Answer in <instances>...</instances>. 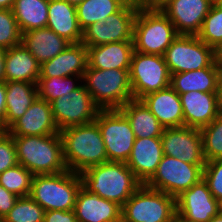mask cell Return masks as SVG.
Returning <instances> with one entry per match:
<instances>
[{"mask_svg": "<svg viewBox=\"0 0 222 222\" xmlns=\"http://www.w3.org/2000/svg\"><path fill=\"white\" fill-rule=\"evenodd\" d=\"M59 133L68 170L81 174L92 166L108 162L105 144L96 121L65 128Z\"/></svg>", "mask_w": 222, "mask_h": 222, "instance_id": "cell-1", "label": "cell"}, {"mask_svg": "<svg viewBox=\"0 0 222 222\" xmlns=\"http://www.w3.org/2000/svg\"><path fill=\"white\" fill-rule=\"evenodd\" d=\"M82 186L90 193L119 204L121 207L142 185L124 162H105L81 174Z\"/></svg>", "mask_w": 222, "mask_h": 222, "instance_id": "cell-2", "label": "cell"}, {"mask_svg": "<svg viewBox=\"0 0 222 222\" xmlns=\"http://www.w3.org/2000/svg\"><path fill=\"white\" fill-rule=\"evenodd\" d=\"M18 163L33 175L64 172L67 169L63 157L60 133L45 136H13Z\"/></svg>", "mask_w": 222, "mask_h": 222, "instance_id": "cell-3", "label": "cell"}, {"mask_svg": "<svg viewBox=\"0 0 222 222\" xmlns=\"http://www.w3.org/2000/svg\"><path fill=\"white\" fill-rule=\"evenodd\" d=\"M82 80L100 110L120 109L133 99L129 69L102 70L87 66Z\"/></svg>", "mask_w": 222, "mask_h": 222, "instance_id": "cell-4", "label": "cell"}, {"mask_svg": "<svg viewBox=\"0 0 222 222\" xmlns=\"http://www.w3.org/2000/svg\"><path fill=\"white\" fill-rule=\"evenodd\" d=\"M82 178L70 170L55 174L34 175L30 197L45 211L74 210Z\"/></svg>", "mask_w": 222, "mask_h": 222, "instance_id": "cell-5", "label": "cell"}, {"mask_svg": "<svg viewBox=\"0 0 222 222\" xmlns=\"http://www.w3.org/2000/svg\"><path fill=\"white\" fill-rule=\"evenodd\" d=\"M178 35L160 9L138 8L133 26L134 51L163 56Z\"/></svg>", "mask_w": 222, "mask_h": 222, "instance_id": "cell-6", "label": "cell"}, {"mask_svg": "<svg viewBox=\"0 0 222 222\" xmlns=\"http://www.w3.org/2000/svg\"><path fill=\"white\" fill-rule=\"evenodd\" d=\"M176 212V198L142 184L122 206L127 222H170Z\"/></svg>", "mask_w": 222, "mask_h": 222, "instance_id": "cell-7", "label": "cell"}, {"mask_svg": "<svg viewBox=\"0 0 222 222\" xmlns=\"http://www.w3.org/2000/svg\"><path fill=\"white\" fill-rule=\"evenodd\" d=\"M129 78L133 99L141 100L150 93L169 87L171 74L164 56L134 51Z\"/></svg>", "mask_w": 222, "mask_h": 222, "instance_id": "cell-8", "label": "cell"}, {"mask_svg": "<svg viewBox=\"0 0 222 222\" xmlns=\"http://www.w3.org/2000/svg\"><path fill=\"white\" fill-rule=\"evenodd\" d=\"M95 121L105 144L107 160L126 163L135 141L127 117L119 109L99 110Z\"/></svg>", "mask_w": 222, "mask_h": 222, "instance_id": "cell-9", "label": "cell"}, {"mask_svg": "<svg viewBox=\"0 0 222 222\" xmlns=\"http://www.w3.org/2000/svg\"><path fill=\"white\" fill-rule=\"evenodd\" d=\"M163 56L170 74L200 70L215 62V50L197 35L179 34Z\"/></svg>", "mask_w": 222, "mask_h": 222, "instance_id": "cell-10", "label": "cell"}, {"mask_svg": "<svg viewBox=\"0 0 222 222\" xmlns=\"http://www.w3.org/2000/svg\"><path fill=\"white\" fill-rule=\"evenodd\" d=\"M204 166L163 155L155 174L145 185L176 198L203 179Z\"/></svg>", "mask_w": 222, "mask_h": 222, "instance_id": "cell-11", "label": "cell"}, {"mask_svg": "<svg viewBox=\"0 0 222 222\" xmlns=\"http://www.w3.org/2000/svg\"><path fill=\"white\" fill-rule=\"evenodd\" d=\"M137 7L123 6L118 12L109 15L104 22L91 24L83 30L82 41L86 47L101 44L133 41V26Z\"/></svg>", "mask_w": 222, "mask_h": 222, "instance_id": "cell-12", "label": "cell"}, {"mask_svg": "<svg viewBox=\"0 0 222 222\" xmlns=\"http://www.w3.org/2000/svg\"><path fill=\"white\" fill-rule=\"evenodd\" d=\"M51 107L59 131L95 121L100 110L83 84L70 94L53 101Z\"/></svg>", "mask_w": 222, "mask_h": 222, "instance_id": "cell-13", "label": "cell"}, {"mask_svg": "<svg viewBox=\"0 0 222 222\" xmlns=\"http://www.w3.org/2000/svg\"><path fill=\"white\" fill-rule=\"evenodd\" d=\"M163 155L193 165H205L200 129L188 126L164 128L162 136Z\"/></svg>", "mask_w": 222, "mask_h": 222, "instance_id": "cell-14", "label": "cell"}, {"mask_svg": "<svg viewBox=\"0 0 222 222\" xmlns=\"http://www.w3.org/2000/svg\"><path fill=\"white\" fill-rule=\"evenodd\" d=\"M212 5V0H170L160 10L178 34L197 35Z\"/></svg>", "mask_w": 222, "mask_h": 222, "instance_id": "cell-15", "label": "cell"}, {"mask_svg": "<svg viewBox=\"0 0 222 222\" xmlns=\"http://www.w3.org/2000/svg\"><path fill=\"white\" fill-rule=\"evenodd\" d=\"M176 211L189 220L208 222L221 212V208L208 189L207 183L201 179L176 197Z\"/></svg>", "mask_w": 222, "mask_h": 222, "instance_id": "cell-16", "label": "cell"}, {"mask_svg": "<svg viewBox=\"0 0 222 222\" xmlns=\"http://www.w3.org/2000/svg\"><path fill=\"white\" fill-rule=\"evenodd\" d=\"M7 132L12 136H45L58 134L60 131L54 120L51 104L37 97Z\"/></svg>", "mask_w": 222, "mask_h": 222, "instance_id": "cell-17", "label": "cell"}, {"mask_svg": "<svg viewBox=\"0 0 222 222\" xmlns=\"http://www.w3.org/2000/svg\"><path fill=\"white\" fill-rule=\"evenodd\" d=\"M180 98L184 126L202 129L222 113L217 93L195 91L180 94Z\"/></svg>", "mask_w": 222, "mask_h": 222, "instance_id": "cell-18", "label": "cell"}, {"mask_svg": "<svg viewBox=\"0 0 222 222\" xmlns=\"http://www.w3.org/2000/svg\"><path fill=\"white\" fill-rule=\"evenodd\" d=\"M162 157L161 137L137 138L126 164L137 179L146 184L155 174Z\"/></svg>", "mask_w": 222, "mask_h": 222, "instance_id": "cell-19", "label": "cell"}, {"mask_svg": "<svg viewBox=\"0 0 222 222\" xmlns=\"http://www.w3.org/2000/svg\"><path fill=\"white\" fill-rule=\"evenodd\" d=\"M74 211L78 222H115L121 218L122 207L81 186Z\"/></svg>", "mask_w": 222, "mask_h": 222, "instance_id": "cell-20", "label": "cell"}, {"mask_svg": "<svg viewBox=\"0 0 222 222\" xmlns=\"http://www.w3.org/2000/svg\"><path fill=\"white\" fill-rule=\"evenodd\" d=\"M87 66V47L83 43L70 44L57 56L41 64L39 77L83 76Z\"/></svg>", "mask_w": 222, "mask_h": 222, "instance_id": "cell-21", "label": "cell"}, {"mask_svg": "<svg viewBox=\"0 0 222 222\" xmlns=\"http://www.w3.org/2000/svg\"><path fill=\"white\" fill-rule=\"evenodd\" d=\"M141 100L163 128L184 126L181 98L171 86L150 93Z\"/></svg>", "mask_w": 222, "mask_h": 222, "instance_id": "cell-22", "label": "cell"}, {"mask_svg": "<svg viewBox=\"0 0 222 222\" xmlns=\"http://www.w3.org/2000/svg\"><path fill=\"white\" fill-rule=\"evenodd\" d=\"M88 66L97 69H130L133 41H119L87 47Z\"/></svg>", "mask_w": 222, "mask_h": 222, "instance_id": "cell-23", "label": "cell"}, {"mask_svg": "<svg viewBox=\"0 0 222 222\" xmlns=\"http://www.w3.org/2000/svg\"><path fill=\"white\" fill-rule=\"evenodd\" d=\"M47 28L71 44L82 41L83 31L77 19L76 6L63 0H49Z\"/></svg>", "mask_w": 222, "mask_h": 222, "instance_id": "cell-24", "label": "cell"}, {"mask_svg": "<svg viewBox=\"0 0 222 222\" xmlns=\"http://www.w3.org/2000/svg\"><path fill=\"white\" fill-rule=\"evenodd\" d=\"M21 43L40 64L51 60L71 44L47 27L22 33Z\"/></svg>", "mask_w": 222, "mask_h": 222, "instance_id": "cell-25", "label": "cell"}, {"mask_svg": "<svg viewBox=\"0 0 222 222\" xmlns=\"http://www.w3.org/2000/svg\"><path fill=\"white\" fill-rule=\"evenodd\" d=\"M41 64L22 43L6 49L5 82L23 81L38 83Z\"/></svg>", "mask_w": 222, "mask_h": 222, "instance_id": "cell-26", "label": "cell"}, {"mask_svg": "<svg viewBox=\"0 0 222 222\" xmlns=\"http://www.w3.org/2000/svg\"><path fill=\"white\" fill-rule=\"evenodd\" d=\"M221 68L214 62L210 67L171 74L170 86L178 95L188 92L217 93Z\"/></svg>", "mask_w": 222, "mask_h": 222, "instance_id": "cell-27", "label": "cell"}, {"mask_svg": "<svg viewBox=\"0 0 222 222\" xmlns=\"http://www.w3.org/2000/svg\"><path fill=\"white\" fill-rule=\"evenodd\" d=\"M6 84L5 131L21 118L38 97L37 84L8 81Z\"/></svg>", "mask_w": 222, "mask_h": 222, "instance_id": "cell-28", "label": "cell"}, {"mask_svg": "<svg viewBox=\"0 0 222 222\" xmlns=\"http://www.w3.org/2000/svg\"><path fill=\"white\" fill-rule=\"evenodd\" d=\"M130 122L137 138L161 137L163 126L157 118L150 112L149 108L142 100L131 99L119 109Z\"/></svg>", "mask_w": 222, "mask_h": 222, "instance_id": "cell-29", "label": "cell"}, {"mask_svg": "<svg viewBox=\"0 0 222 222\" xmlns=\"http://www.w3.org/2000/svg\"><path fill=\"white\" fill-rule=\"evenodd\" d=\"M48 5L49 0H15L12 11L21 33L47 27Z\"/></svg>", "mask_w": 222, "mask_h": 222, "instance_id": "cell-30", "label": "cell"}, {"mask_svg": "<svg viewBox=\"0 0 222 222\" xmlns=\"http://www.w3.org/2000/svg\"><path fill=\"white\" fill-rule=\"evenodd\" d=\"M123 6L116 0H84L76 6L77 19L82 31L93 23L102 21Z\"/></svg>", "mask_w": 222, "mask_h": 222, "instance_id": "cell-31", "label": "cell"}, {"mask_svg": "<svg viewBox=\"0 0 222 222\" xmlns=\"http://www.w3.org/2000/svg\"><path fill=\"white\" fill-rule=\"evenodd\" d=\"M78 80L81 84H79ZM82 82V76L77 75L68 77H39L37 83L38 97L51 104L56 99L66 96L79 88Z\"/></svg>", "mask_w": 222, "mask_h": 222, "instance_id": "cell-32", "label": "cell"}, {"mask_svg": "<svg viewBox=\"0 0 222 222\" xmlns=\"http://www.w3.org/2000/svg\"><path fill=\"white\" fill-rule=\"evenodd\" d=\"M33 176L25 167L17 164L0 174V184L18 197L29 196Z\"/></svg>", "mask_w": 222, "mask_h": 222, "instance_id": "cell-33", "label": "cell"}, {"mask_svg": "<svg viewBox=\"0 0 222 222\" xmlns=\"http://www.w3.org/2000/svg\"><path fill=\"white\" fill-rule=\"evenodd\" d=\"M197 36L214 50L222 44V3L212 5Z\"/></svg>", "mask_w": 222, "mask_h": 222, "instance_id": "cell-34", "label": "cell"}, {"mask_svg": "<svg viewBox=\"0 0 222 222\" xmlns=\"http://www.w3.org/2000/svg\"><path fill=\"white\" fill-rule=\"evenodd\" d=\"M200 131L205 161L222 159V113Z\"/></svg>", "mask_w": 222, "mask_h": 222, "instance_id": "cell-35", "label": "cell"}, {"mask_svg": "<svg viewBox=\"0 0 222 222\" xmlns=\"http://www.w3.org/2000/svg\"><path fill=\"white\" fill-rule=\"evenodd\" d=\"M45 210L30 196L19 197L2 222H44Z\"/></svg>", "mask_w": 222, "mask_h": 222, "instance_id": "cell-36", "label": "cell"}, {"mask_svg": "<svg viewBox=\"0 0 222 222\" xmlns=\"http://www.w3.org/2000/svg\"><path fill=\"white\" fill-rule=\"evenodd\" d=\"M22 33L11 9H0V47L10 49L21 43Z\"/></svg>", "mask_w": 222, "mask_h": 222, "instance_id": "cell-37", "label": "cell"}, {"mask_svg": "<svg viewBox=\"0 0 222 222\" xmlns=\"http://www.w3.org/2000/svg\"><path fill=\"white\" fill-rule=\"evenodd\" d=\"M203 179L213 197L222 202V159L206 162L203 169Z\"/></svg>", "mask_w": 222, "mask_h": 222, "instance_id": "cell-38", "label": "cell"}, {"mask_svg": "<svg viewBox=\"0 0 222 222\" xmlns=\"http://www.w3.org/2000/svg\"><path fill=\"white\" fill-rule=\"evenodd\" d=\"M19 164L13 136L7 131L0 132V174Z\"/></svg>", "mask_w": 222, "mask_h": 222, "instance_id": "cell-39", "label": "cell"}, {"mask_svg": "<svg viewBox=\"0 0 222 222\" xmlns=\"http://www.w3.org/2000/svg\"><path fill=\"white\" fill-rule=\"evenodd\" d=\"M18 196L6 190L0 184V219L2 220L9 211L14 207Z\"/></svg>", "mask_w": 222, "mask_h": 222, "instance_id": "cell-40", "label": "cell"}, {"mask_svg": "<svg viewBox=\"0 0 222 222\" xmlns=\"http://www.w3.org/2000/svg\"><path fill=\"white\" fill-rule=\"evenodd\" d=\"M44 222H78L75 211L50 210L45 211Z\"/></svg>", "mask_w": 222, "mask_h": 222, "instance_id": "cell-41", "label": "cell"}, {"mask_svg": "<svg viewBox=\"0 0 222 222\" xmlns=\"http://www.w3.org/2000/svg\"><path fill=\"white\" fill-rule=\"evenodd\" d=\"M6 84L0 83V132L5 131Z\"/></svg>", "mask_w": 222, "mask_h": 222, "instance_id": "cell-42", "label": "cell"}, {"mask_svg": "<svg viewBox=\"0 0 222 222\" xmlns=\"http://www.w3.org/2000/svg\"><path fill=\"white\" fill-rule=\"evenodd\" d=\"M130 7L157 9V0H130Z\"/></svg>", "mask_w": 222, "mask_h": 222, "instance_id": "cell-43", "label": "cell"}, {"mask_svg": "<svg viewBox=\"0 0 222 222\" xmlns=\"http://www.w3.org/2000/svg\"><path fill=\"white\" fill-rule=\"evenodd\" d=\"M5 54L6 49L0 47V83L5 82Z\"/></svg>", "mask_w": 222, "mask_h": 222, "instance_id": "cell-44", "label": "cell"}, {"mask_svg": "<svg viewBox=\"0 0 222 222\" xmlns=\"http://www.w3.org/2000/svg\"><path fill=\"white\" fill-rule=\"evenodd\" d=\"M217 96H218V102L220 105V109L222 112V69H221L219 76H218Z\"/></svg>", "mask_w": 222, "mask_h": 222, "instance_id": "cell-45", "label": "cell"}, {"mask_svg": "<svg viewBox=\"0 0 222 222\" xmlns=\"http://www.w3.org/2000/svg\"><path fill=\"white\" fill-rule=\"evenodd\" d=\"M215 62L222 69V44L215 49Z\"/></svg>", "mask_w": 222, "mask_h": 222, "instance_id": "cell-46", "label": "cell"}, {"mask_svg": "<svg viewBox=\"0 0 222 222\" xmlns=\"http://www.w3.org/2000/svg\"><path fill=\"white\" fill-rule=\"evenodd\" d=\"M170 222H195V221L187 219L186 217H184L183 215L179 214L176 211Z\"/></svg>", "mask_w": 222, "mask_h": 222, "instance_id": "cell-47", "label": "cell"}, {"mask_svg": "<svg viewBox=\"0 0 222 222\" xmlns=\"http://www.w3.org/2000/svg\"><path fill=\"white\" fill-rule=\"evenodd\" d=\"M15 0H0V9H11L14 6Z\"/></svg>", "mask_w": 222, "mask_h": 222, "instance_id": "cell-48", "label": "cell"}, {"mask_svg": "<svg viewBox=\"0 0 222 222\" xmlns=\"http://www.w3.org/2000/svg\"><path fill=\"white\" fill-rule=\"evenodd\" d=\"M208 222H222V213L220 212L217 216H214Z\"/></svg>", "mask_w": 222, "mask_h": 222, "instance_id": "cell-49", "label": "cell"}, {"mask_svg": "<svg viewBox=\"0 0 222 222\" xmlns=\"http://www.w3.org/2000/svg\"><path fill=\"white\" fill-rule=\"evenodd\" d=\"M71 5H74V6H77L79 5L80 3H82L84 0H63Z\"/></svg>", "mask_w": 222, "mask_h": 222, "instance_id": "cell-50", "label": "cell"}, {"mask_svg": "<svg viewBox=\"0 0 222 222\" xmlns=\"http://www.w3.org/2000/svg\"><path fill=\"white\" fill-rule=\"evenodd\" d=\"M170 0H157V9H161Z\"/></svg>", "mask_w": 222, "mask_h": 222, "instance_id": "cell-51", "label": "cell"}, {"mask_svg": "<svg viewBox=\"0 0 222 222\" xmlns=\"http://www.w3.org/2000/svg\"><path fill=\"white\" fill-rule=\"evenodd\" d=\"M118 1L122 6H130V0H116Z\"/></svg>", "mask_w": 222, "mask_h": 222, "instance_id": "cell-52", "label": "cell"}, {"mask_svg": "<svg viewBox=\"0 0 222 222\" xmlns=\"http://www.w3.org/2000/svg\"><path fill=\"white\" fill-rule=\"evenodd\" d=\"M213 4L222 3V0H212Z\"/></svg>", "mask_w": 222, "mask_h": 222, "instance_id": "cell-53", "label": "cell"}, {"mask_svg": "<svg viewBox=\"0 0 222 222\" xmlns=\"http://www.w3.org/2000/svg\"><path fill=\"white\" fill-rule=\"evenodd\" d=\"M115 222H127V221H125V220L121 217L119 220H117V221H115Z\"/></svg>", "mask_w": 222, "mask_h": 222, "instance_id": "cell-54", "label": "cell"}, {"mask_svg": "<svg viewBox=\"0 0 222 222\" xmlns=\"http://www.w3.org/2000/svg\"><path fill=\"white\" fill-rule=\"evenodd\" d=\"M221 213H222V202L220 203Z\"/></svg>", "mask_w": 222, "mask_h": 222, "instance_id": "cell-55", "label": "cell"}]
</instances>
